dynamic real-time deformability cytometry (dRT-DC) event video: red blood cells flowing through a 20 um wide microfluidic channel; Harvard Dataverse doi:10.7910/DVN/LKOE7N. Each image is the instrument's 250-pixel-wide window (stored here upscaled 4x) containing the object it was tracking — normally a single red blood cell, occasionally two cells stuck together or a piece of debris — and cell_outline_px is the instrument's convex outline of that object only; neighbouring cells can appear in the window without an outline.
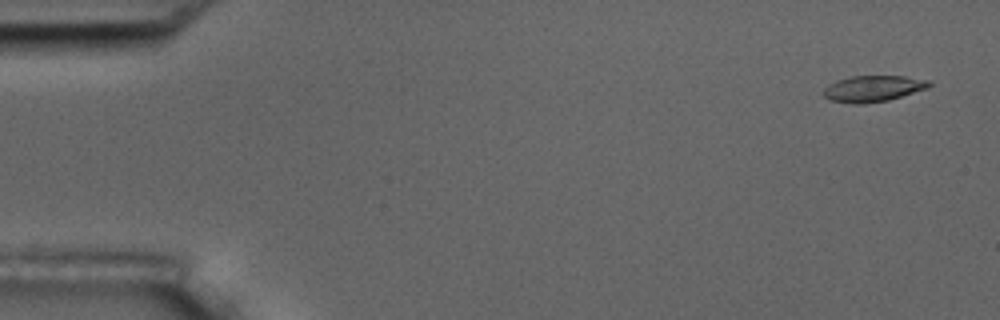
{"species": "common noctule bat (a hibernating species)", "species_latin": "Nyctalus noctula", "temperature_condition": "room temperature", "stored_images_in_passage": 50, "camera_frame_rate_fps": 3000, "um_per_image_px": 0.085, "animal": {"sex": "male", "body_mass_g": 17.5, "forearm_length_mm": 52.3}, "frame": {"image": 1, "passage_image": 1, "time_ms": 0.0, "image_size_px": [1000, 320], "cell_outline_px": [[932, 84], [928, 88], [888, 100], [864, 104], [852, 104], [828, 100], [824, 96], [824, 88], [828, 84], [836, 80], [852, 76], [904, 76], [928, 80]], "centroid_in_image_um": [74.18, 7.53], "position_along_channel_um": 10.8, "area_um2": 16.18}}
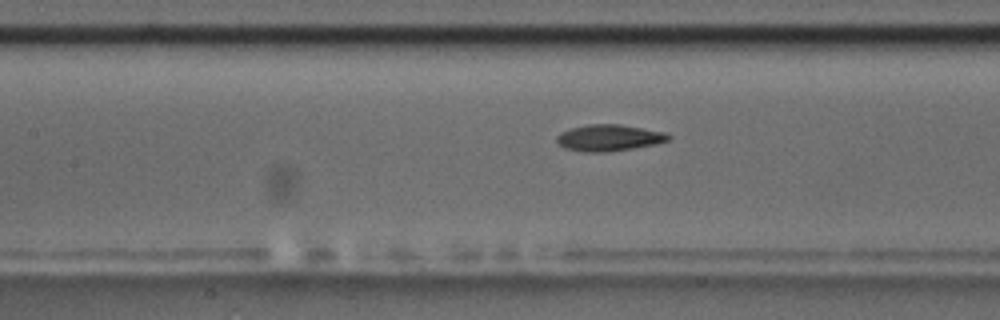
{"frame": {"image": 2, "passage_image": 24, "time_ms": 7.667, "image_size_px": [1000, 320], "cell_outline_px": [[672, 136], [668, 140], [656, 144], [608, 152], [584, 152], [564, 148], [556, 144], [556, 136], [560, 132], [568, 128], [588, 124], [620, 124], [664, 132]], "centroid_in_image_um": [51.7, 11.71], "position_along_channel_um": 155.7, "area_um2": 17.4}}
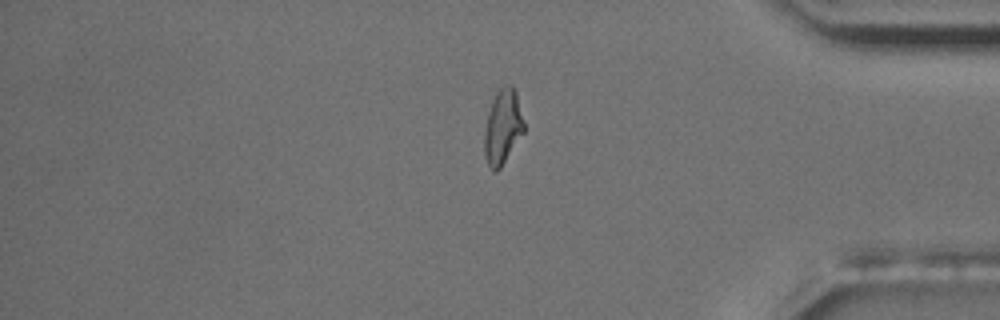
{"frame": {"image": 3, "passage_image": 46, "time_ms": 15.0, "image_size_px": [1000, 320], "cell_outline_px": [[524, 132], [500, 168], [496, 172], [492, 172], [484, 156], [484, 132], [488, 112], [492, 100], [496, 92], [504, 84], [512, 84], [516, 92], [524, 124]], "centroid_in_image_um": [42.71, 10.78], "position_along_channel_um": 392.5, "area_um2": 17.28}, "authors_computed_cell_mechanics": {"area_um2": 16.6175, "velocity_mm_per_s": 3.5616, "shape_relaxation_time_tau1_ms": 5.7078, "shape_relaxation_time_tau2_ms": 2.3942, "deformation_change_tau1": 0.2153, "deformation_change_tau2": 0.0964}}